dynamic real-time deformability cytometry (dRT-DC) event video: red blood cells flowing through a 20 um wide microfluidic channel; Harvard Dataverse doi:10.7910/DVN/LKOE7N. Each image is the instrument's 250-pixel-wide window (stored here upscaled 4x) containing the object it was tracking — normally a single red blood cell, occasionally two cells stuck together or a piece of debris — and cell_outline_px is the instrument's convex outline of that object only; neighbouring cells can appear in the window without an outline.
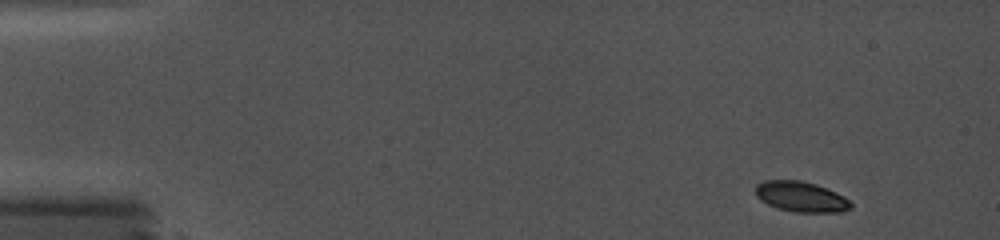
{"species": "common noctule bat (a hibernating species)", "species_latin": "Nyctalus noctula", "temperature_condition": "cold", "stored_images_in_passage": 55, "camera_frame_rate_fps": 5000, "um_per_image_px": 0.085, "animal": {"sex": "female", "body_mass_g": 19.0, "forearm_length_mm": 56.7}, "frame": {"image": 1, "passage_image": 1, "time_ms": 0.0, "image_size_px": [1000, 240], "cell_outline_px": [[852, 208], [844, 212], [796, 212], [776, 208], [760, 200], [756, 196], [756, 184], [764, 180], [800, 180], [816, 184], [836, 192], [844, 196], [852, 204]], "centroid_in_image_um": [68.09, 16.72], "position_along_channel_um": 16.9, "area_um2": 16.99}}
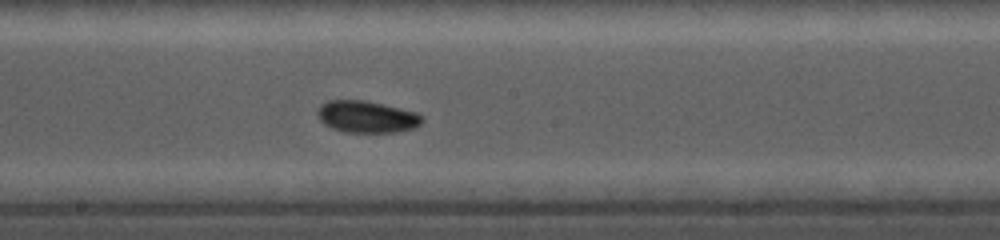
{"frame": {"image": 2, "passage_image": 32, "time_ms": 8.4, "image_size_px": [1000, 240], "cell_outline_px": [[424, 120], [416, 128], [396, 132], [344, 132], [332, 128], [324, 124], [316, 116], [316, 112], [320, 104], [328, 100], [364, 100], [400, 108], [416, 112]], "centroid_in_image_um": [31.14, 9.92], "position_along_channel_um": 217.1, "area_um2": 19.54}}
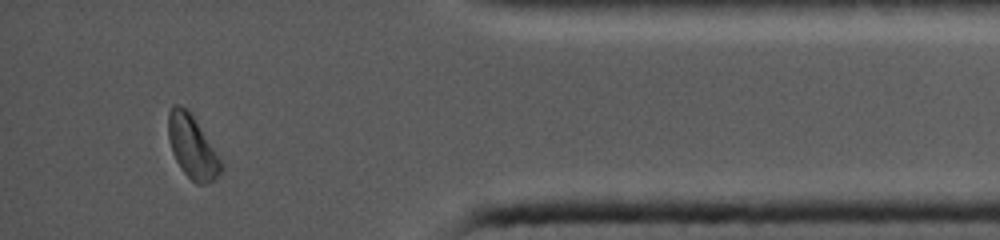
{"frame": {"image": 3, "passage_image": 51, "time_ms": 14.2, "image_size_px": [1000, 240], "cell_outline_px": [[224, 168], [212, 180], [204, 184], [196, 184], [180, 168], [172, 152], [168, 140], [168, 112], [172, 104], [180, 104], [192, 112], [224, 164]], "centroid_in_image_um": [16.33, 12.43], "position_along_channel_um": 418.9, "area_um2": 19.65}, "authors_computed_cell_mechanics": {"area_um2": 18.496, "velocity_mm_per_s": 3.7882, "shape_relaxation_time_tau1_ms": null, "shape_relaxation_time_tau2_ms": 4.6181, "deformation_change_tau1": null, "deformation_change_tau2": 0.0537}}